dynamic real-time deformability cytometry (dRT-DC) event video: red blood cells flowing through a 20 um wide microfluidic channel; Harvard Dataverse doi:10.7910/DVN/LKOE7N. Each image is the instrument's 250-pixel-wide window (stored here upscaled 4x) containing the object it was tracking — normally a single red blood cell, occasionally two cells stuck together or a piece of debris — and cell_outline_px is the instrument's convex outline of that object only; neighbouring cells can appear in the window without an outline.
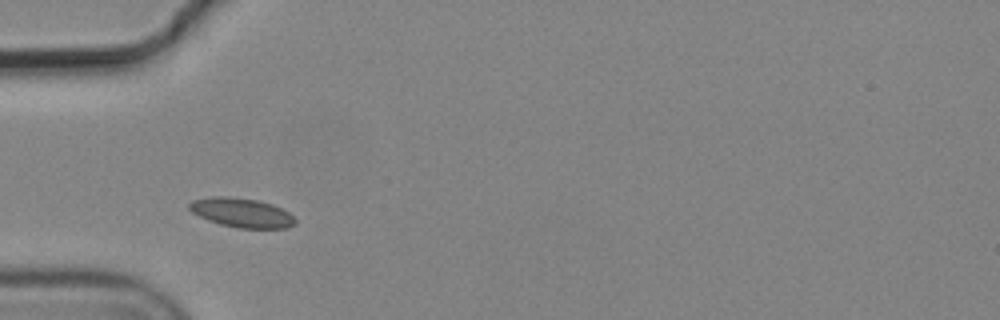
{"species": "common noctule bat (a hibernating species)", "species_latin": "Nyctalus noctula", "temperature_condition": "cold", "stored_images_in_passage": 6, "camera_frame_rate_fps": 3000, "um_per_image_px": 0.085, "animal": {"sex": "male", "body_mass_g": 19.2, "forearm_length_mm": 51.8}, "frame": {"image": 1, "passage_image": 3, "time_ms": 0.667, "image_size_px": [1000, 320], "cell_outline_px": [[296, 224], [288, 228], [236, 228], [220, 224], [208, 220], [192, 212], [188, 208], [188, 204], [192, 200], [212, 196], [228, 196], [256, 200], [272, 204], [288, 212], [296, 220]], "centroid_in_image_um": [20.53, 18.08], "position_along_channel_um": 64.5, "area_um2": 18.09}}
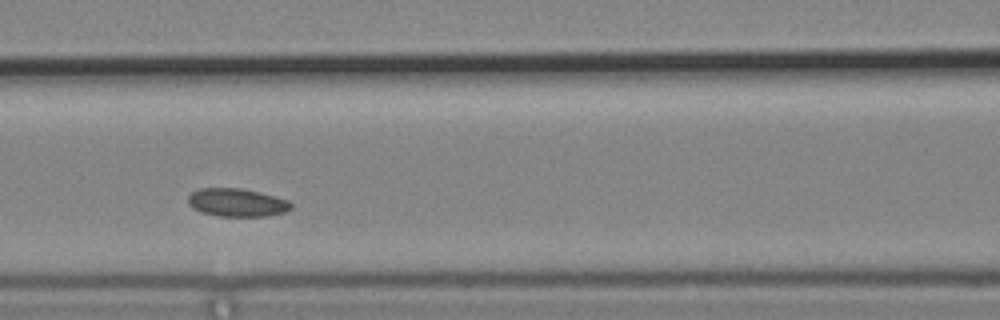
{"frame": {"image": 2, "passage_image": 5, "time_ms": 1.333, "image_size_px": [1000, 320], "cell_outline_px": [[292, 208], [284, 212], [268, 216], [216, 216], [200, 212], [192, 208], [188, 204], [188, 196], [192, 192], [200, 188], [240, 188], [260, 192], [276, 196], [288, 200], [292, 204]], "centroid_in_image_um": [20.13, 17.22], "position_along_channel_um": 146.5, "area_um2": 17.05}}
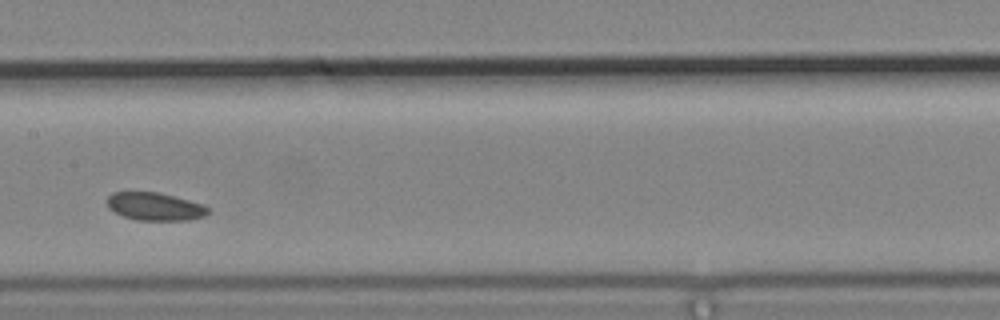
{"frame": {"image": 3, "passage_image": 6, "time_ms": 1.667, "image_size_px": [1000, 320], "cell_outline_px": [[208, 212], [204, 216], [188, 220], [136, 220], [124, 216], [108, 208], [108, 196], [112, 192], [160, 192], [188, 200], [200, 204], [208, 208]], "centroid_in_image_um": [13.14, 17.55], "position_along_channel_um": 194.3, "area_um2": 16.18}}